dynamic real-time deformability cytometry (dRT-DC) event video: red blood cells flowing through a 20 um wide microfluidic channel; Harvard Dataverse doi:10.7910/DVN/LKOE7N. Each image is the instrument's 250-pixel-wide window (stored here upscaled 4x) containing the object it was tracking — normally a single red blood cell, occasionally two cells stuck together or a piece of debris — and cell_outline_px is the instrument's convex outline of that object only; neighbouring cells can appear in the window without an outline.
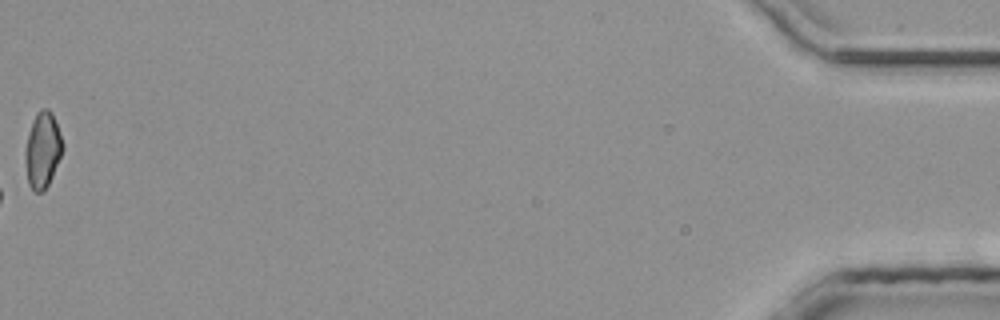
{"species": "common noctule bat (a hibernating species)", "species_latin": "Nyctalus noctula", "temperature_condition": "room temperature", "stored_images_in_passage": 38, "camera_frame_rate_fps": 3000, "um_per_image_px": 0.085, "animal": {"sex": "male", "body_mass_g": 20.4}, "frame": {"image": 1, "passage_image": 38, "time_ms": 12.333, "image_size_px": [1000, 320], "cell_outline_px": [[64, 148], [52, 176], [44, 192], [32, 192], [28, 184], [28, 136], [32, 120], [36, 112], [40, 108], [48, 108], [52, 112], [64, 144]], "centroid_in_image_um": [3.67, 12.72], "position_along_channel_um": 431.5, "area_um2": 16.01}}